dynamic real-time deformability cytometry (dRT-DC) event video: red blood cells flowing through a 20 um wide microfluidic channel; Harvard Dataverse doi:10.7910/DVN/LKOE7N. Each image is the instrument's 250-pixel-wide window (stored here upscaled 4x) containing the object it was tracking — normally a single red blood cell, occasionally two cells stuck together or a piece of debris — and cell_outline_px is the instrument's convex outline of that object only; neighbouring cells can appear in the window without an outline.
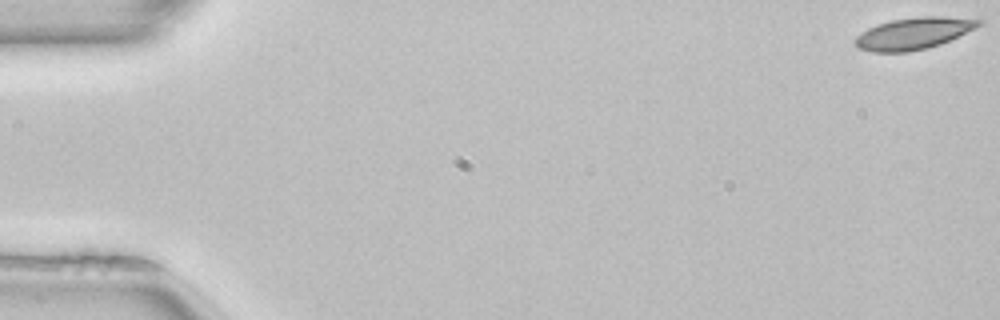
{"species": "common noctule bat (a hibernating species)", "species_latin": "Nyctalus noctula", "temperature_condition": "room temperature", "stored_images_in_passage": 52, "camera_frame_rate_fps": 3000, "um_per_image_px": 0.085, "animal": {"sex": "female", "body_mass_g": 22.7, "forearm_length_mm": 54.2}, "frame": {"image": 1, "passage_image": 1, "time_ms": 0.0, "image_size_px": [1000, 320], "cell_outline_px": [[984, 24], [976, 28], [940, 44], [928, 48], [908, 52], [872, 52], [860, 48], [856, 44], [856, 36], [868, 28], [876, 24], [892, 20], [920, 16], [944, 16], [984, 20]], "centroid_in_image_um": [77.7, 2.83], "position_along_channel_um": 7.3, "area_um2": 22.83}}
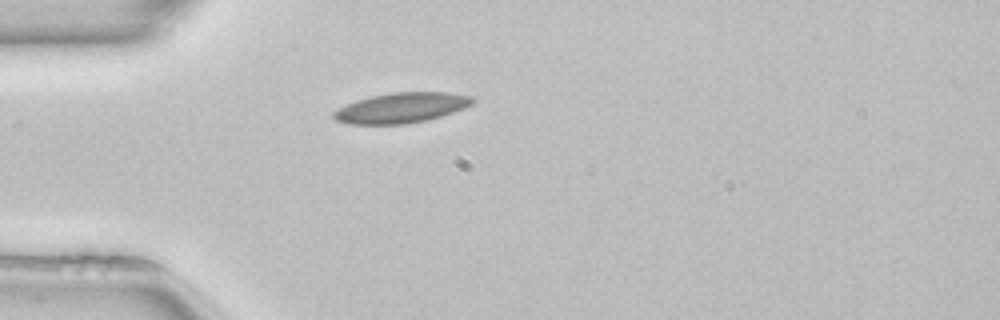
{"frame": {"image": 2, "passage_image": 15, "time_ms": 4.667, "image_size_px": [1000, 320], "cell_outline_px": [[476, 100], [472, 104], [452, 112], [428, 120], [408, 124], [348, 124], [336, 120], [332, 116], [332, 112], [356, 100], [372, 96], [392, 92], [448, 92], [472, 96]], "centroid_in_image_um": [34.12, 9.16], "position_along_channel_um": 50.9, "area_um2": 24.39}}
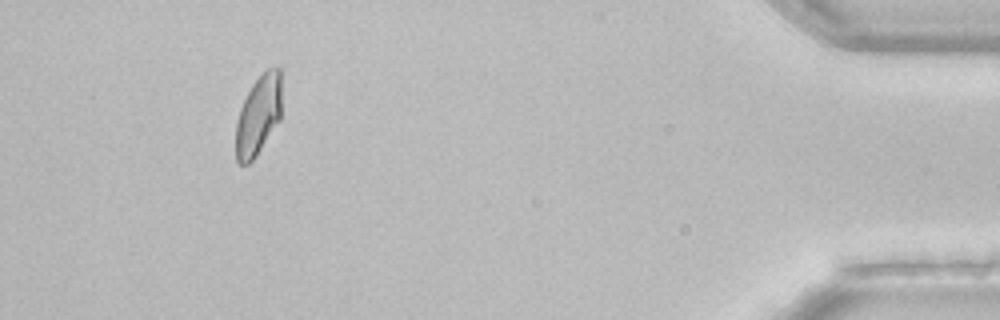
{"frame": {"image": 3, "passage_image": 48, "time_ms": 15.667, "image_size_px": [1000, 320], "cell_outline_px": [[280, 120], [256, 156], [248, 164], [240, 164], [236, 160], [236, 120], [240, 108], [252, 84], [268, 68], [280, 68]], "centroid_in_image_um": [21.94, 9.83], "position_along_channel_um": 413.3, "area_um2": 21.04}, "authors_computed_cell_mechanics": {"area_um2": 22.6865, "velocity_mm_per_s": 3.9992, "shape_relaxation_time_tau1_ms": 3.4345, "shape_relaxation_time_tau2_ms": 3.9328, "deformation_change_tau1": 0.0986, "deformation_change_tau2": 0.074}}